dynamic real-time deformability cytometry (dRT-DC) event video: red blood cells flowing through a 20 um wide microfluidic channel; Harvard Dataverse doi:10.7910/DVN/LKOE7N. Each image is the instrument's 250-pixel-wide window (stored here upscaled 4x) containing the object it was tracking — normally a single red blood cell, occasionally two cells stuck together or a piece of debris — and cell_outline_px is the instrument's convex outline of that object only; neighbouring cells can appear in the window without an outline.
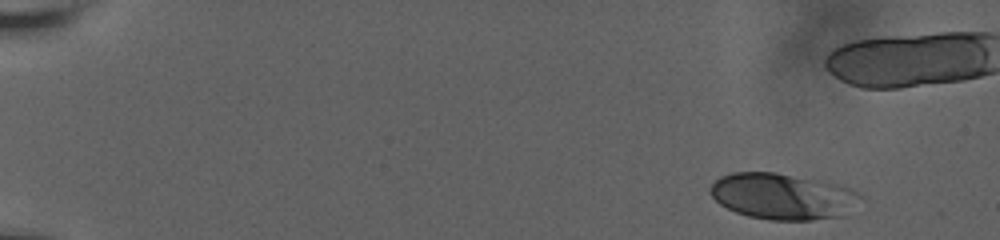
{"species": "human", "species_latin": "Homo sapiens", "temperature_condition": "room temperature", "stored_images_in_passage": 7, "camera_frame_rate_fps": 3000, "um_per_image_px": 0.085, "donor": {"sex": "male"}, "frame": {"image": 1, "passage_image": 1, "time_ms": 0.0, "image_size_px": [1000, 240], "cell_outline_px": [[864, 196], [836, 216], [812, 220], [768, 220], [748, 216], [736, 212], [720, 204], [708, 192], [708, 188], [720, 176], [732, 172], [776, 172], [836, 184], [848, 188]], "centroid_in_image_um": [66.41, 16.67], "position_along_channel_um": 18.6, "area_um2": 39.65}}
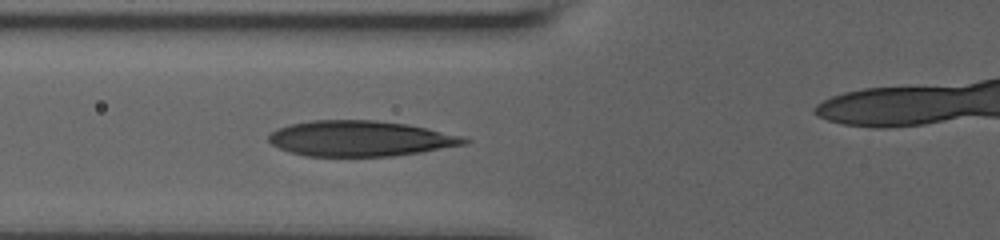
{"frame": {"image": 2, "passage_image": 7, "time_ms": 6.333, "image_size_px": [1000, 240], "cell_outline_px": [[472, 140], [468, 144], [420, 152], [392, 156], [304, 156], [288, 152], [272, 144], [268, 140], [268, 136], [276, 128], [288, 124], [312, 120], [376, 120], [404, 124], [424, 128], [460, 136]], "centroid_in_image_um": [30.56, 11.78], "position_along_channel_um": 95.2, "area_um2": 40.4}}